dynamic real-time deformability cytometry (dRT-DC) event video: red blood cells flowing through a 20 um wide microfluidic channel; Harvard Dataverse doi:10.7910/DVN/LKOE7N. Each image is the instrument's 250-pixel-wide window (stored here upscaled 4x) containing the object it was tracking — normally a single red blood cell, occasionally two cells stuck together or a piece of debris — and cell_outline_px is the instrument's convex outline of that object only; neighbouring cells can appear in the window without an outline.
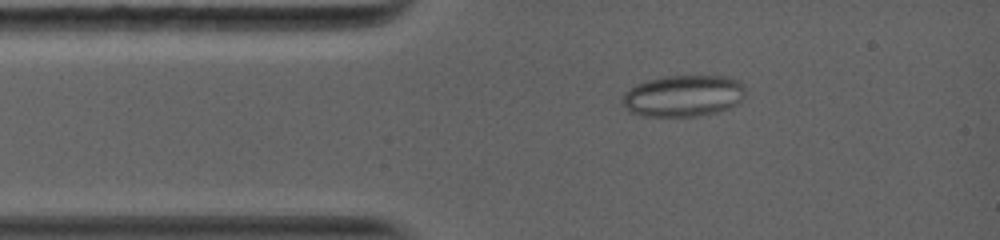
{"species": "common noctule bat (a hibernating species)", "species_latin": "Nyctalus noctula", "temperature_condition": "warm", "stored_images_in_passage": 74, "camera_frame_rate_fps": 5000, "um_per_image_px": 0.085, "animal": {"sex": "female", "body_mass_g": 19.0, "forearm_length_mm": 56.7}, "frame": {"image": 1, "passage_image": 6, "time_ms": 1.8, "image_size_px": [1000, 240], "cell_outline_px": [[744, 96], [736, 104], [728, 108], [716, 112], [700, 116], [640, 116], [628, 112], [620, 104], [624, 92], [636, 84], [648, 80], [664, 76], [728, 76], [740, 80], [744, 84]], "centroid_in_image_um": [58.04, 8.15], "position_along_channel_um": 27.0, "area_um2": 30.17}}
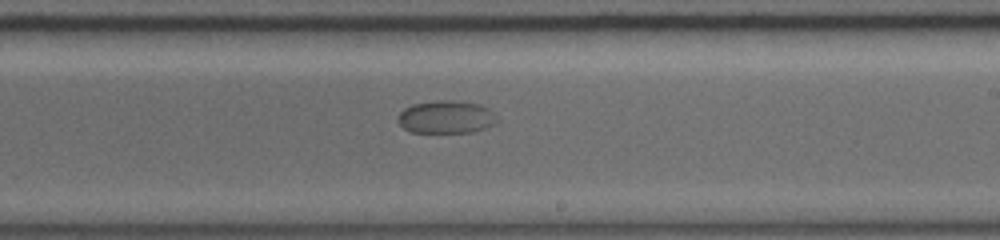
{"frame": {"image": 2, "passage_image": 35, "time_ms": 8.2, "image_size_px": [1000, 240], "cell_outline_px": [[500, 120], [496, 124], [472, 132], [412, 132], [404, 128], [396, 120], [400, 112], [404, 108], [412, 104], [436, 100], [460, 100], [480, 104], [496, 112], [500, 116]], "centroid_in_image_um": [37.99, 9.93], "position_along_channel_um": 251.0, "area_um2": 19.42}}
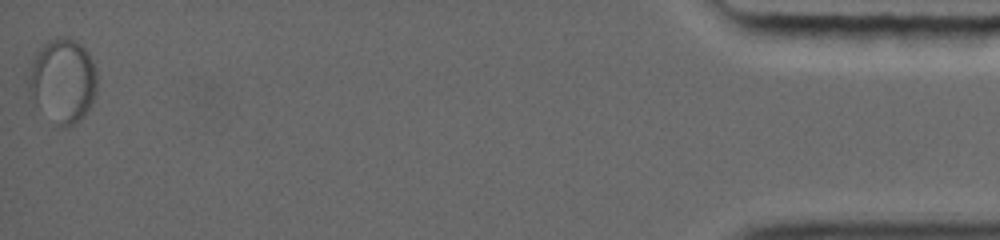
{"frame": {"image": 3, "passage_image": 74, "time_ms": 16.4, "image_size_px": [1000, 240], "cell_outline_px": [[96, 96], [84, 116], [76, 124], [64, 128], [32, 100], [28, 96], [28, 76], [36, 52], [48, 40], [60, 36], [68, 36], [76, 40], [88, 52], [96, 68]], "centroid_in_image_um": [5.35, 6.82], "position_along_channel_um": 429.8, "area_um2": 33.52}}